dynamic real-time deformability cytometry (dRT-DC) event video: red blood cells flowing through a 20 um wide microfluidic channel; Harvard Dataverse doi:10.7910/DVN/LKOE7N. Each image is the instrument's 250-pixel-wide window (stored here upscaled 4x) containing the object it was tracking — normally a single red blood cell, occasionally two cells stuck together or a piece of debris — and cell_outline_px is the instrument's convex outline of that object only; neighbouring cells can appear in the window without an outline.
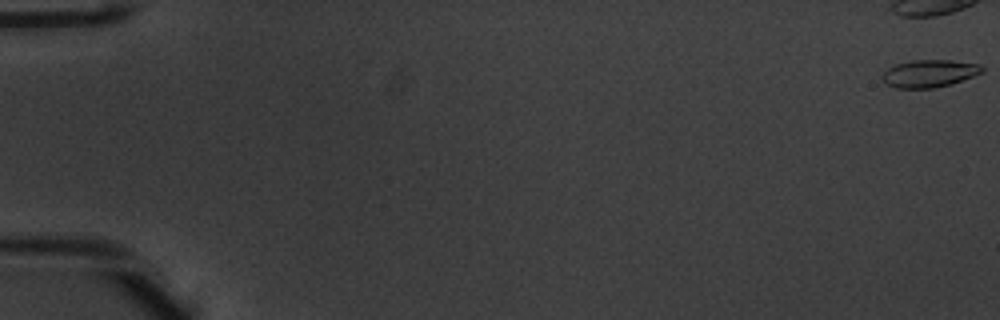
{"species": "common noctule bat (a hibernating species)", "species_latin": "Nyctalus noctula", "temperature_condition": "warm", "stored_images_in_passage": 43, "camera_frame_rate_fps": 3000, "um_per_image_px": 0.085, "animal": {"sex": "male", "body_mass_g": 20.1, "forearm_length_mm": 53.5}, "frame": {"image": 1, "passage_image": 1, "time_ms": 0.0, "image_size_px": [1000, 320], "cell_outline_px": [[984, 72], [952, 84], [932, 88], [896, 88], [888, 84], [880, 76], [888, 68], [896, 64], [912, 60], [952, 60], [980, 64], [984, 68]], "centroid_in_image_um": [79.02, 6.24], "position_along_channel_um": 6.0, "area_um2": 16.01}, "authors_computed_cell_mechanics": {"area_um2": 16.3574, "velocity_mm_per_s": 3.9419, "shape_relaxation_time_tau1_ms": 0.9826, "shape_relaxation_time_tau2_ms": 1.1824, "deformation_change_tau1": 0.2619, "deformation_change_tau2": 0.0956}}